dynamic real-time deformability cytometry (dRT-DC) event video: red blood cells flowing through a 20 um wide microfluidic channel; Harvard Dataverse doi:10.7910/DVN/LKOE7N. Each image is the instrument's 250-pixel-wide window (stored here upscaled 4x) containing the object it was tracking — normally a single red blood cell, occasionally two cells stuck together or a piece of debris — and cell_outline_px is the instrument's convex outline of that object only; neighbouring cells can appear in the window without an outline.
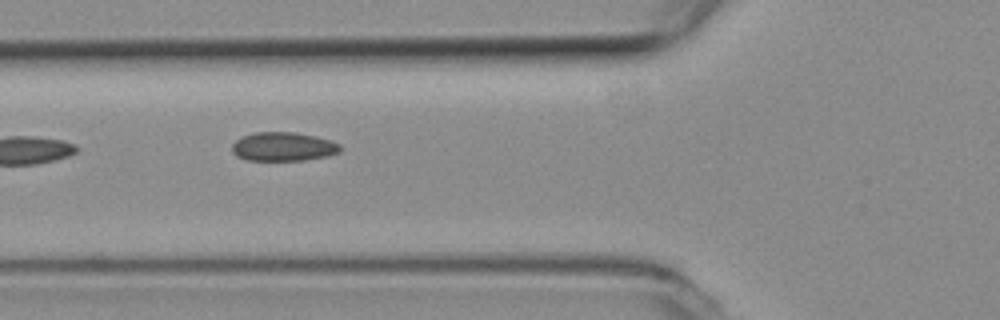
{"species": "common noctule bat (a hibernating species)", "species_latin": "Nyctalus noctula", "temperature_condition": "room temperature", "stored_images_in_passage": 6, "camera_frame_rate_fps": 3000, "um_per_image_px": 0.085, "animal": {"sex": "female", "body_mass_g": 19.3, "forearm_length_mm": 54.1}, "frame": {"image": 1, "passage_image": 6, "time_ms": 1.667, "image_size_px": [1000, 320], "cell_outline_px": [[340, 152], [328, 156], [304, 160], [248, 160], [236, 156], [232, 152], [232, 144], [236, 140], [244, 136], [256, 132], [296, 132], [316, 136], [340, 144]], "centroid_in_image_um": [24.08, 12.46], "position_along_channel_um": 101.7, "area_um2": 18.15}}